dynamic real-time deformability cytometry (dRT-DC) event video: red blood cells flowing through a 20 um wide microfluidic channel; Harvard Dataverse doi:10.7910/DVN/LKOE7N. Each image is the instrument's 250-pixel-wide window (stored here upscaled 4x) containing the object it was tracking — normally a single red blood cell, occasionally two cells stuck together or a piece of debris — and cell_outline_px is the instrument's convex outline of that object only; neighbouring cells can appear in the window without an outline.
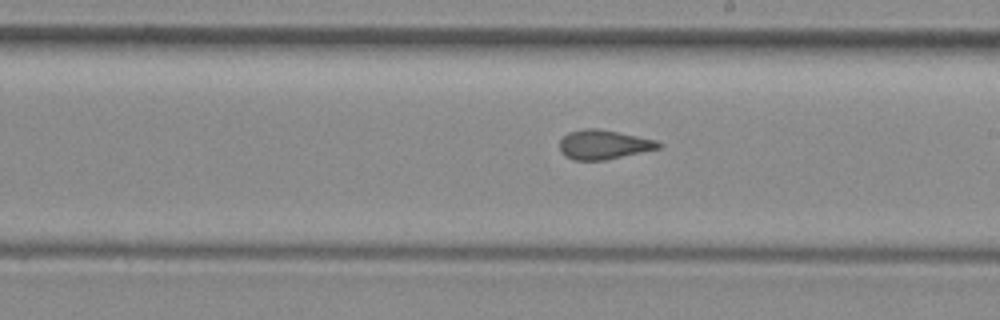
{"species": "common noctule bat (a hibernating species)", "species_latin": "Nyctalus noctula", "temperature_condition": "room temperature", "stored_images_in_passage": 37, "camera_frame_rate_fps": 3000, "um_per_image_px": 0.085, "animal": {"sex": "female", "body_mass_g": 29.2, "forearm_length_mm": 56.3}, "frame": {"image": 1, "passage_image": 27, "time_ms": 8.667, "image_size_px": [1000, 320], "cell_outline_px": [[664, 144], [660, 148], [604, 160], [572, 160], [564, 156], [560, 152], [560, 140], [568, 132], [584, 128], [596, 128], [656, 140]], "centroid_in_image_um": [51.27, 12.29], "position_along_channel_um": 237.7, "area_um2": 16.82}}